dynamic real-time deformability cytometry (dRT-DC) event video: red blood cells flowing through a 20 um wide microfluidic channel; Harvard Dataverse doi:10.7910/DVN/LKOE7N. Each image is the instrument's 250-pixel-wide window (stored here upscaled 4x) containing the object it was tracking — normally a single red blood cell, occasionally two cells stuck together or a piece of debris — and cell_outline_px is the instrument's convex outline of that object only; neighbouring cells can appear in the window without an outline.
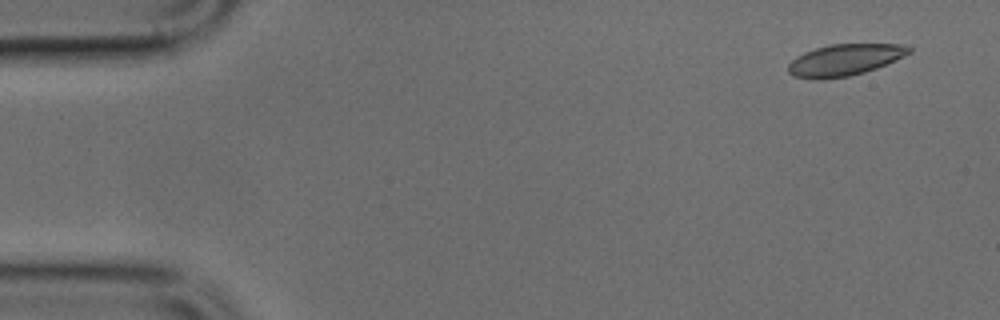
{"species": "common noctule bat (a hibernating species)", "species_latin": "Nyctalus noctula", "temperature_condition": "cold", "stored_images_in_passage": 3, "camera_frame_rate_fps": 3000, "um_per_image_px": 0.085, "animal": {"sex": "male", "body_mass_g": 17.9, "forearm_length_mm": 54.2}, "frame": {"image": 1, "passage_image": 1, "time_ms": 0.0, "image_size_px": [1000, 320], "cell_outline_px": [[912, 52], [904, 56], [876, 68], [864, 72], [848, 76], [820, 80], [816, 80], [792, 76], [788, 72], [788, 64], [796, 56], [804, 52], [816, 48], [832, 44], [904, 44], [912, 48]], "centroid_in_image_um": [71.77, 5.1], "position_along_channel_um": 13.2, "area_um2": 22.25}}